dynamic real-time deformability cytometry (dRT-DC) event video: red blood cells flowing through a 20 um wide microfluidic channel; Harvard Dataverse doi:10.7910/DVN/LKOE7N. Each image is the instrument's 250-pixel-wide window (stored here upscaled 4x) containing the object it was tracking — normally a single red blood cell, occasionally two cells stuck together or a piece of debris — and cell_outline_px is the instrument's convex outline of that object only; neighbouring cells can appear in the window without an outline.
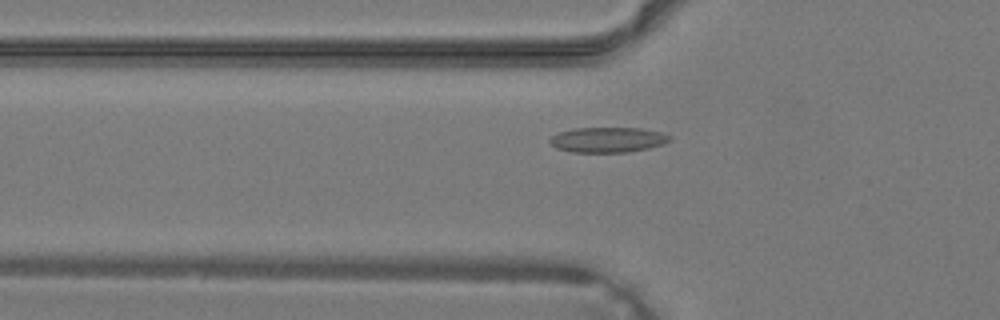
{"species": "common noctule bat (a hibernating species)", "species_latin": "Nyctalus noctula", "temperature_condition": "warm", "stored_images_in_passage": 35, "camera_frame_rate_fps": 3000, "um_per_image_px": 0.085, "animal": {"sex": "male", "body_mass_g": 19.2, "forearm_length_mm": 51.8}, "frame": {"image": 1, "passage_image": 13, "time_ms": 4.0, "image_size_px": [1000, 320], "cell_outline_px": [[672, 140], [664, 144], [648, 148], [628, 152], [572, 152], [556, 148], [548, 140], [552, 136], [560, 132], [576, 128], [640, 128], [660, 132], [672, 136]], "centroid_in_image_um": [51.69, 11.88], "position_along_channel_um": 74.1, "area_um2": 17.57}}
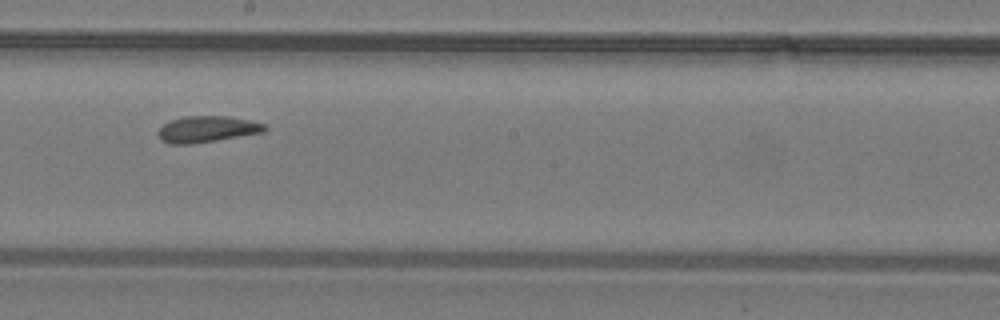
{"frame": {"image": 2, "passage_image": 22, "time_ms": 7.0, "image_size_px": [1000, 320], "cell_outline_px": [[268, 128], [264, 132], [192, 144], [172, 144], [160, 140], [156, 136], [156, 132], [164, 124], [172, 120], [184, 116], [228, 116], [252, 120], [264, 124]], "centroid_in_image_um": [17.58, 10.98], "position_along_channel_um": 230.6, "area_um2": 16.42}}
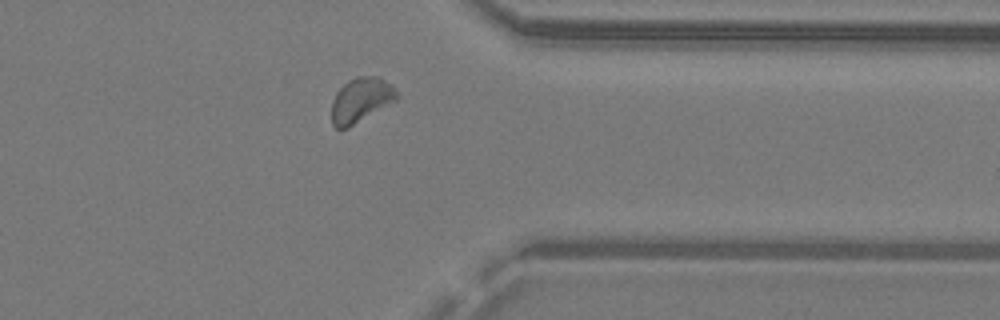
{"frame": {"image": 3, "passage_image": 31, "time_ms": 10.0, "image_size_px": [1000, 320], "cell_outline_px": [[400, 96], [396, 100], [348, 128], [340, 132], [332, 124], [332, 100], [336, 92], [348, 80], [356, 76], [380, 76], [392, 84], [396, 88]], "centroid_in_image_um": [30.68, 8.5], "position_along_channel_um": 380.7, "area_um2": 17.28}}